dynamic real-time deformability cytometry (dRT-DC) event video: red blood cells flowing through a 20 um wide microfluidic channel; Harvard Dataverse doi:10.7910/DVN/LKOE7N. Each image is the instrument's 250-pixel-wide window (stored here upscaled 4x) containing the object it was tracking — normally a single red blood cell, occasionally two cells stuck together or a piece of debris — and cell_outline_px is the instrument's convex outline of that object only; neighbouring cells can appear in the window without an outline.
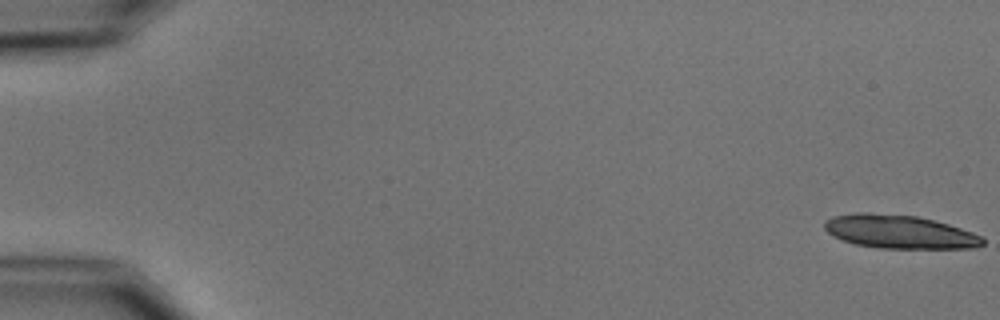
{"species": "common noctule bat (a hibernating species)", "species_latin": "Nyctalus noctula", "temperature_condition": "cold", "stored_images_in_passage": 6, "camera_frame_rate_fps": 3000, "um_per_image_px": 0.085, "animal": {"sex": "male", "body_mass_g": 15.6}, "frame": {"image": 1, "passage_image": 1, "time_ms": 0.0, "image_size_px": [1000, 320], "cell_outline_px": [[984, 244], [976, 248], [876, 248], [856, 244], [832, 236], [824, 228], [824, 220], [832, 216], [856, 212], [868, 212], [916, 216], [948, 224], [984, 236]], "centroid_in_image_um": [76.44, 19.7], "position_along_channel_um": 8.6, "area_um2": 30.98}}
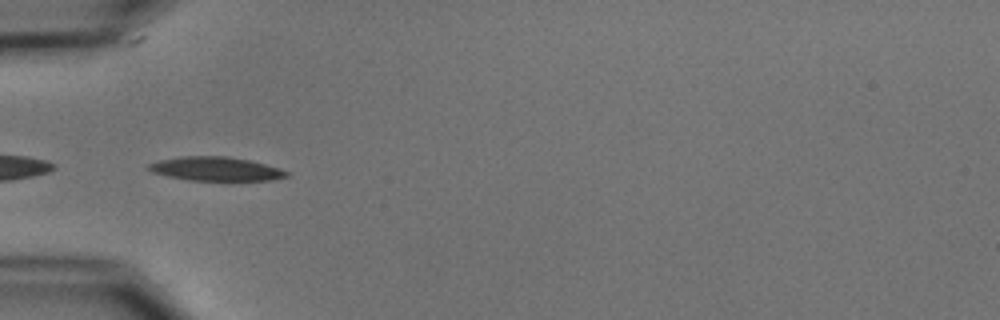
{"frame": {"image": 2, "passage_image": 6, "time_ms": 6.0, "image_size_px": [1000, 320], "cell_outline_px": [[288, 176], [272, 180], [188, 180], [168, 176], [152, 172], [148, 168], [148, 164], [160, 160], [180, 156], [224, 156], [248, 160], [264, 164], [288, 172]], "centroid_in_image_um": [18.3, 14.35], "position_along_channel_um": 66.7, "area_um2": 18.84}}